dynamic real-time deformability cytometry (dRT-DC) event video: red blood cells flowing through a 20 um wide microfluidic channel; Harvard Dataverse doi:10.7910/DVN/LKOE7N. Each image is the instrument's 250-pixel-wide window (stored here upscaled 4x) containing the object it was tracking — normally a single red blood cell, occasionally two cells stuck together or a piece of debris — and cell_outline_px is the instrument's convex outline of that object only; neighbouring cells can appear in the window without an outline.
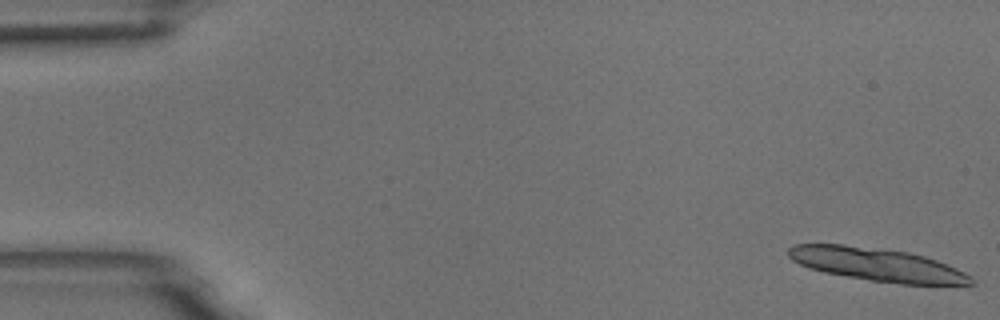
{"species": "common noctule bat (a hibernating species)", "species_latin": "Nyctalus noctula", "temperature_condition": "room temperature", "stored_images_in_passage": 6, "camera_frame_rate_fps": 3000, "um_per_image_px": 0.085, "animal": {"sex": "male", "body_mass_g": 18.8}, "frame": {"image": 1, "passage_image": 1, "time_ms": 0.0, "image_size_px": [1000, 320], "cell_outline_px": [[976, 284], [900, 284], [872, 280], [824, 272], [808, 268], [792, 260], [788, 256], [788, 248], [792, 244], [844, 244], [908, 252], [924, 256], [936, 260], [956, 268], [972, 276]], "centroid_in_image_um": [74.54, 22.48], "position_along_channel_um": 10.5, "area_um2": 35.03}}